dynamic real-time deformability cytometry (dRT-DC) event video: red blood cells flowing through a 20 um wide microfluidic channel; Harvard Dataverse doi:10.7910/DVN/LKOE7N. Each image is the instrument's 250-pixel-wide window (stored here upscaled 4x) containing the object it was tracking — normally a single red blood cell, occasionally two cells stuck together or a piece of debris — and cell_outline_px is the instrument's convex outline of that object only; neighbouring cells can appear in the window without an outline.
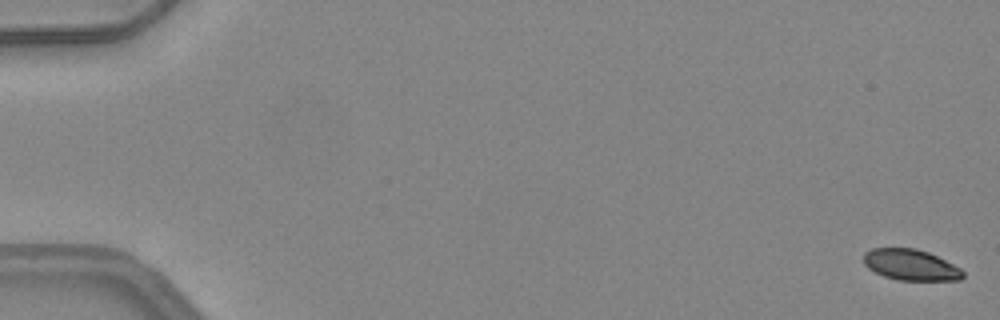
{"species": "common noctule bat (a hibernating species)", "species_latin": "Nyctalus noctula", "temperature_condition": "warm", "stored_images_in_passage": 51, "camera_frame_rate_fps": 3000, "um_per_image_px": 0.085, "animal": {"sex": "female", "body_mass_g": 24.6, "forearm_length_mm": 56.2}, "frame": {"image": 1, "passage_image": 1, "time_ms": 0.0, "image_size_px": [1000, 320], "cell_outline_px": [[964, 276], [960, 280], [900, 280], [884, 276], [868, 268], [864, 264], [864, 252], [872, 248], [916, 248], [928, 252], [960, 268], [964, 272]], "centroid_in_image_um": [77.4, 22.51], "position_along_channel_um": 7.6, "area_um2": 17.8}}
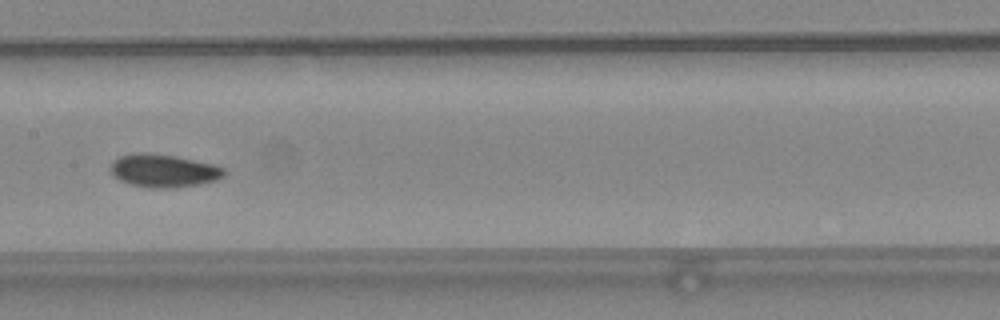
{"frame": {"image": 2, "passage_image": 27, "time_ms": 8.667, "image_size_px": [1000, 320], "cell_outline_px": [[228, 172], [224, 176], [216, 180], [200, 184], [168, 188], [148, 188], [132, 184], [120, 180], [112, 176], [108, 168], [112, 160], [120, 156], [140, 152], [176, 156], [212, 164], [224, 168]], "centroid_in_image_um": [13.87, 14.51], "position_along_channel_um": 193.5, "area_um2": 21.96}}
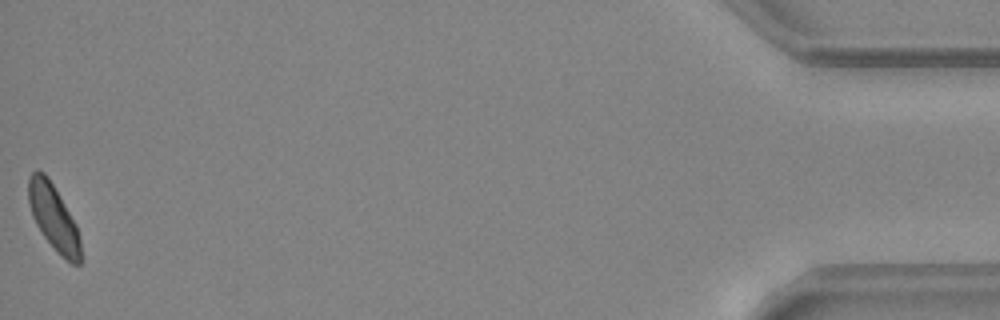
{"frame": {"image": 3, "passage_image": 51, "time_ms": 16.667, "image_size_px": [1000, 320], "cell_outline_px": [[80, 264], [72, 264], [44, 236], [36, 224], [32, 216], [28, 200], [28, 176], [36, 168], [44, 172], [48, 176], [76, 224], [80, 240]], "centroid_in_image_um": [4.52, 18.38], "position_along_channel_um": 430.7, "area_um2": 19.54}, "authors_computed_cell_mechanics": {"area_um2": 20.3456, "velocity_mm_per_s": 4.1596, "shape_relaxation_time_tau1_ms": 3.9491, "shape_relaxation_time_tau2_ms": null, "deformation_change_tau1": 0.102, "deformation_change_tau2": null}}